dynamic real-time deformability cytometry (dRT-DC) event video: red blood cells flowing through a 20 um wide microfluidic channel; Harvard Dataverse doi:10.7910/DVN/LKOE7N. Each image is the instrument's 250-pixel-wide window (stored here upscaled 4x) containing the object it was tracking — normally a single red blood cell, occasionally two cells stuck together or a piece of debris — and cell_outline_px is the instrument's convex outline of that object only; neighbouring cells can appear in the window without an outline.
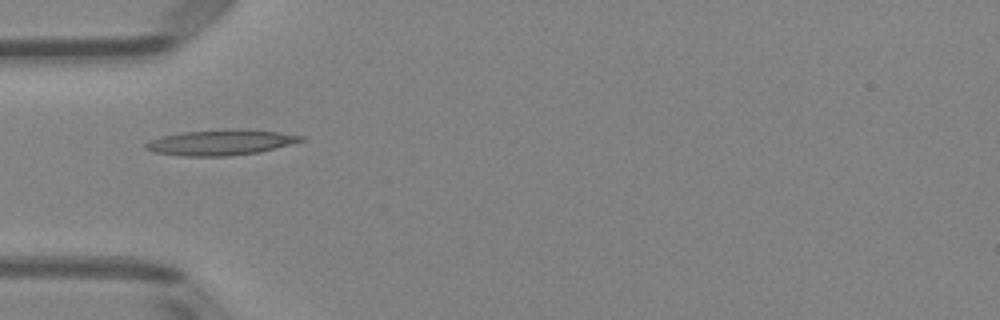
{"species": "Egyptian fruit bat (a non-hibernating species)", "species_latin": "Rousettus aegyptiacus", "temperature_condition": "room temperature", "stored_images_in_passage": 36, "camera_frame_rate_fps": 3000, "um_per_image_px": 0.085, "animal": {"sex": "female"}, "frame": {"image": 1, "passage_image": 1, "time_ms": 0.0, "image_size_px": [1000, 320], "cell_outline_px": [[304, 140], [260, 152], [232, 156], [184, 156], [156, 152], [144, 148], [144, 144], [148, 140], [160, 136], [184, 132], [228, 128], [244, 128], [276, 132], [304, 136]], "centroid_in_image_um": [18.73, 12.09], "position_along_channel_um": 66.3, "area_um2": 23.24}}
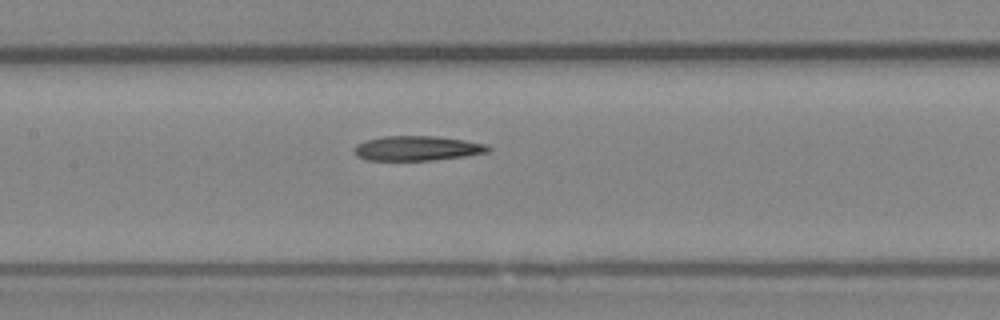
{"frame": {"image": 2, "passage_image": 9, "time_ms": 2.667, "image_size_px": [1000, 320], "cell_outline_px": [[492, 148], [488, 152], [464, 156], [432, 160], [364, 160], [356, 156], [356, 144], [368, 140], [384, 136], [436, 136], [464, 140], [488, 144]], "centroid_in_image_um": [35.49, 12.6], "position_along_channel_um": 171.9, "area_um2": 19.19}}
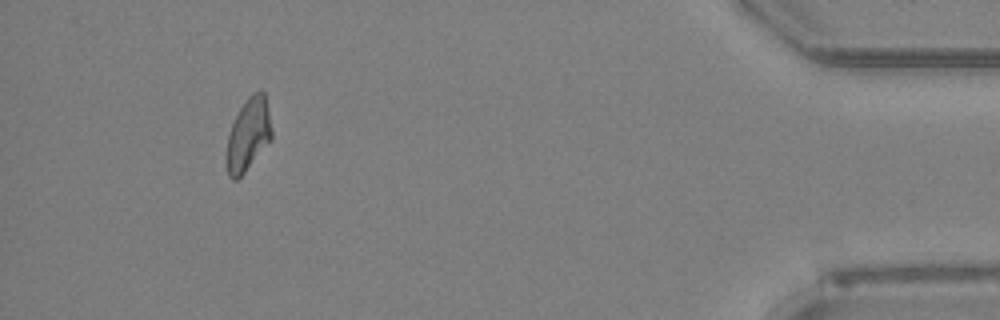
{"frame": {"image": 3, "passage_image": 32, "time_ms": 10.333, "image_size_px": [1000, 320], "cell_outline_px": [[272, 140], [244, 172], [236, 180], [232, 180], [228, 176], [224, 160], [228, 136], [232, 124], [240, 108], [248, 96], [252, 92], [260, 88], [264, 92], [268, 108], [272, 128]], "centroid_in_image_um": [21.09, 11.44], "position_along_channel_um": 414.1, "area_um2": 19.48}, "authors_computed_cell_mechanics": {"area_um2": 19.6231, "velocity_mm_per_s": 3.9829, "shape_relaxation_time_tau1_ms": 8.1625, "shape_relaxation_time_tau2_ms": 3.4464, "deformation_change_tau1": 0.2249, "deformation_change_tau2": 0.1068}}